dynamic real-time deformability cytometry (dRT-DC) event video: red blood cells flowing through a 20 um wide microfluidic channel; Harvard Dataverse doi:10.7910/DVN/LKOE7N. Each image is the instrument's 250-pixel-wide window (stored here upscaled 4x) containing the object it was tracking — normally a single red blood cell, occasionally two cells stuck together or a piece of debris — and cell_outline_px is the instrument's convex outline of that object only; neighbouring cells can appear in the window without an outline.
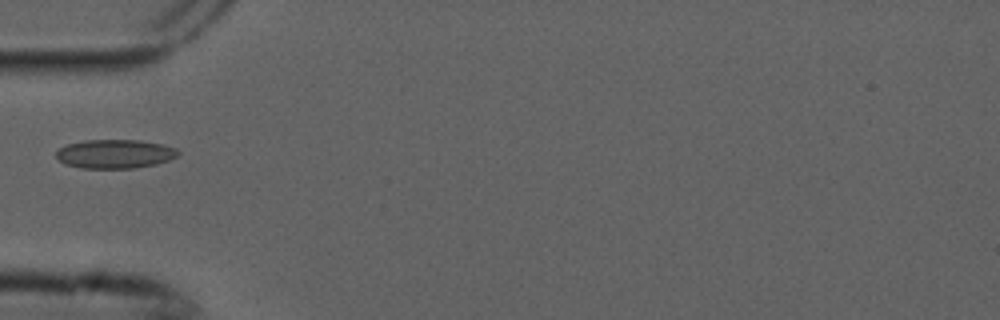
{"species": "common noctule bat (a hibernating species)", "species_latin": "Nyctalus noctula", "temperature_condition": "cold", "stored_images_in_passage": 2, "camera_frame_rate_fps": 3000, "um_per_image_px": 0.085, "animal": {"sex": "male", "forearm_length_mm": 52.5}, "frame": {"image": 1, "passage_image": 1, "time_ms": 0.0, "image_size_px": [1000, 320], "cell_outline_px": [[180, 152], [176, 156], [168, 160], [156, 164], [136, 168], [80, 168], [64, 164], [56, 156], [56, 152], [60, 148], [68, 144], [84, 140], [140, 140], [160, 144], [176, 148]], "centroid_in_image_um": [9.76, 13.08], "position_along_channel_um": 75.2, "area_um2": 20.46}}
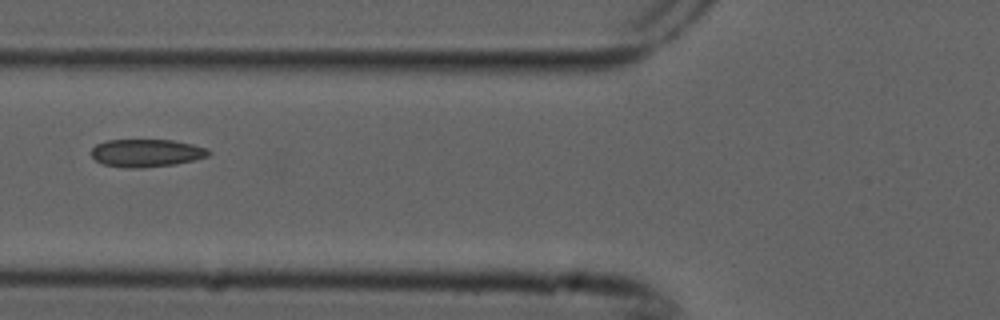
{"frame": {"image": 2, "passage_image": 2, "time_ms": 0.333, "image_size_px": [1000, 320], "cell_outline_px": [[212, 152], [208, 156], [176, 164], [144, 168], [124, 168], [104, 164], [96, 160], [92, 156], [92, 148], [96, 144], [108, 140], [172, 140], [192, 144], [208, 148]], "centroid_in_image_um": [12.46, 13.01], "position_along_channel_um": 113.3, "area_um2": 19.02}}